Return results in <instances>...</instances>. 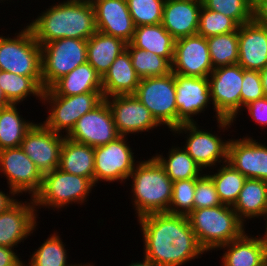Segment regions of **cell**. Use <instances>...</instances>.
Here are the masks:
<instances>
[{"mask_svg": "<svg viewBox=\"0 0 267 266\" xmlns=\"http://www.w3.org/2000/svg\"><path fill=\"white\" fill-rule=\"evenodd\" d=\"M138 222L144 258L156 266H182L205 252L187 216L154 213L140 217Z\"/></svg>", "mask_w": 267, "mask_h": 266, "instance_id": "1", "label": "cell"}, {"mask_svg": "<svg viewBox=\"0 0 267 266\" xmlns=\"http://www.w3.org/2000/svg\"><path fill=\"white\" fill-rule=\"evenodd\" d=\"M27 26L41 46L61 38L88 40L97 32L93 4L74 0L50 6Z\"/></svg>", "mask_w": 267, "mask_h": 266, "instance_id": "2", "label": "cell"}, {"mask_svg": "<svg viewBox=\"0 0 267 266\" xmlns=\"http://www.w3.org/2000/svg\"><path fill=\"white\" fill-rule=\"evenodd\" d=\"M129 178L133 180L132 200L138 219L149 214L168 212L173 181L154 156L138 161Z\"/></svg>", "mask_w": 267, "mask_h": 266, "instance_id": "3", "label": "cell"}, {"mask_svg": "<svg viewBox=\"0 0 267 266\" xmlns=\"http://www.w3.org/2000/svg\"><path fill=\"white\" fill-rule=\"evenodd\" d=\"M191 228L205 252L238 239L245 227L232 206L219 205L193 210L188 216Z\"/></svg>", "mask_w": 267, "mask_h": 266, "instance_id": "4", "label": "cell"}, {"mask_svg": "<svg viewBox=\"0 0 267 266\" xmlns=\"http://www.w3.org/2000/svg\"><path fill=\"white\" fill-rule=\"evenodd\" d=\"M16 37L0 36V69L32 77L42 88V51L28 26Z\"/></svg>", "mask_w": 267, "mask_h": 266, "instance_id": "5", "label": "cell"}, {"mask_svg": "<svg viewBox=\"0 0 267 266\" xmlns=\"http://www.w3.org/2000/svg\"><path fill=\"white\" fill-rule=\"evenodd\" d=\"M208 81L217 127L225 131L241 110L243 68L238 63L214 68Z\"/></svg>", "mask_w": 267, "mask_h": 266, "instance_id": "6", "label": "cell"}, {"mask_svg": "<svg viewBox=\"0 0 267 266\" xmlns=\"http://www.w3.org/2000/svg\"><path fill=\"white\" fill-rule=\"evenodd\" d=\"M96 186L89 178L70 174L59 168L43 175L40 191L33 197L35 206L53 209L78 203L82 205Z\"/></svg>", "mask_w": 267, "mask_h": 266, "instance_id": "7", "label": "cell"}, {"mask_svg": "<svg viewBox=\"0 0 267 266\" xmlns=\"http://www.w3.org/2000/svg\"><path fill=\"white\" fill-rule=\"evenodd\" d=\"M104 100L102 92H87L73 96L57 95L51 88L43 91L42 101L50 104L49 116L43 124L56 133L66 136L74 128L77 120L92 111ZM63 130V131H62Z\"/></svg>", "mask_w": 267, "mask_h": 266, "instance_id": "8", "label": "cell"}, {"mask_svg": "<svg viewBox=\"0 0 267 266\" xmlns=\"http://www.w3.org/2000/svg\"><path fill=\"white\" fill-rule=\"evenodd\" d=\"M43 89L87 62V40L61 38L41 46Z\"/></svg>", "mask_w": 267, "mask_h": 266, "instance_id": "9", "label": "cell"}, {"mask_svg": "<svg viewBox=\"0 0 267 266\" xmlns=\"http://www.w3.org/2000/svg\"><path fill=\"white\" fill-rule=\"evenodd\" d=\"M135 97L151 112L155 120L170 131L177 127V108L174 73L146 77L134 93Z\"/></svg>", "mask_w": 267, "mask_h": 266, "instance_id": "10", "label": "cell"}, {"mask_svg": "<svg viewBox=\"0 0 267 266\" xmlns=\"http://www.w3.org/2000/svg\"><path fill=\"white\" fill-rule=\"evenodd\" d=\"M126 136H120L106 145L94 148V184L100 181L120 183L129 179L135 162ZM136 163V164H135Z\"/></svg>", "mask_w": 267, "mask_h": 266, "instance_id": "11", "label": "cell"}, {"mask_svg": "<svg viewBox=\"0 0 267 266\" xmlns=\"http://www.w3.org/2000/svg\"><path fill=\"white\" fill-rule=\"evenodd\" d=\"M0 173L18 196L28 192L33 198L41 189L43 175L20 146L0 150Z\"/></svg>", "mask_w": 267, "mask_h": 266, "instance_id": "12", "label": "cell"}, {"mask_svg": "<svg viewBox=\"0 0 267 266\" xmlns=\"http://www.w3.org/2000/svg\"><path fill=\"white\" fill-rule=\"evenodd\" d=\"M65 136L47 128L43 123H34L26 132L20 147L44 175L59 167Z\"/></svg>", "mask_w": 267, "mask_h": 266, "instance_id": "13", "label": "cell"}, {"mask_svg": "<svg viewBox=\"0 0 267 266\" xmlns=\"http://www.w3.org/2000/svg\"><path fill=\"white\" fill-rule=\"evenodd\" d=\"M199 128L197 123H183L172 132L189 134L186 136L187 140L183 148L201 169L227 162L229 141L222 140L218 135Z\"/></svg>", "mask_w": 267, "mask_h": 266, "instance_id": "14", "label": "cell"}, {"mask_svg": "<svg viewBox=\"0 0 267 266\" xmlns=\"http://www.w3.org/2000/svg\"><path fill=\"white\" fill-rule=\"evenodd\" d=\"M67 138L92 146H103L120 137L112 111L104 99L92 111L80 117Z\"/></svg>", "mask_w": 267, "mask_h": 266, "instance_id": "15", "label": "cell"}, {"mask_svg": "<svg viewBox=\"0 0 267 266\" xmlns=\"http://www.w3.org/2000/svg\"><path fill=\"white\" fill-rule=\"evenodd\" d=\"M213 69L205 37L195 34L175 40L173 73L182 76L208 77Z\"/></svg>", "mask_w": 267, "mask_h": 266, "instance_id": "16", "label": "cell"}, {"mask_svg": "<svg viewBox=\"0 0 267 266\" xmlns=\"http://www.w3.org/2000/svg\"><path fill=\"white\" fill-rule=\"evenodd\" d=\"M175 101L177 108V127L183 123H196L194 116L199 115L208 104L211 94L208 77L182 76L174 73Z\"/></svg>", "mask_w": 267, "mask_h": 266, "instance_id": "17", "label": "cell"}, {"mask_svg": "<svg viewBox=\"0 0 267 266\" xmlns=\"http://www.w3.org/2000/svg\"><path fill=\"white\" fill-rule=\"evenodd\" d=\"M120 136L146 132L161 126L147 107L134 94L116 95L105 98Z\"/></svg>", "mask_w": 267, "mask_h": 266, "instance_id": "18", "label": "cell"}, {"mask_svg": "<svg viewBox=\"0 0 267 266\" xmlns=\"http://www.w3.org/2000/svg\"><path fill=\"white\" fill-rule=\"evenodd\" d=\"M17 201L0 213V246L13 248L26 239L37 226L34 199Z\"/></svg>", "mask_w": 267, "mask_h": 266, "instance_id": "19", "label": "cell"}, {"mask_svg": "<svg viewBox=\"0 0 267 266\" xmlns=\"http://www.w3.org/2000/svg\"><path fill=\"white\" fill-rule=\"evenodd\" d=\"M228 140L227 162L246 178L267 181V146L248 136Z\"/></svg>", "mask_w": 267, "mask_h": 266, "instance_id": "20", "label": "cell"}, {"mask_svg": "<svg viewBox=\"0 0 267 266\" xmlns=\"http://www.w3.org/2000/svg\"><path fill=\"white\" fill-rule=\"evenodd\" d=\"M97 31L130 43L135 25L126 0H94L92 2Z\"/></svg>", "mask_w": 267, "mask_h": 266, "instance_id": "21", "label": "cell"}, {"mask_svg": "<svg viewBox=\"0 0 267 266\" xmlns=\"http://www.w3.org/2000/svg\"><path fill=\"white\" fill-rule=\"evenodd\" d=\"M238 64L245 70H262L267 65V27L254 20L238 28Z\"/></svg>", "mask_w": 267, "mask_h": 266, "instance_id": "22", "label": "cell"}, {"mask_svg": "<svg viewBox=\"0 0 267 266\" xmlns=\"http://www.w3.org/2000/svg\"><path fill=\"white\" fill-rule=\"evenodd\" d=\"M202 0H165L161 24L175 38L197 34Z\"/></svg>", "mask_w": 267, "mask_h": 266, "instance_id": "23", "label": "cell"}, {"mask_svg": "<svg viewBox=\"0 0 267 266\" xmlns=\"http://www.w3.org/2000/svg\"><path fill=\"white\" fill-rule=\"evenodd\" d=\"M139 83L140 77L134 70L131 56L126 49L118 55L102 77L103 98L134 94Z\"/></svg>", "mask_w": 267, "mask_h": 266, "instance_id": "24", "label": "cell"}, {"mask_svg": "<svg viewBox=\"0 0 267 266\" xmlns=\"http://www.w3.org/2000/svg\"><path fill=\"white\" fill-rule=\"evenodd\" d=\"M254 237L246 232L238 239L222 245L225 253L221 258V266H255L267 256V239L262 235Z\"/></svg>", "mask_w": 267, "mask_h": 266, "instance_id": "25", "label": "cell"}, {"mask_svg": "<svg viewBox=\"0 0 267 266\" xmlns=\"http://www.w3.org/2000/svg\"><path fill=\"white\" fill-rule=\"evenodd\" d=\"M126 47L124 40L97 31L87 40V62L103 77Z\"/></svg>", "mask_w": 267, "mask_h": 266, "instance_id": "26", "label": "cell"}, {"mask_svg": "<svg viewBox=\"0 0 267 266\" xmlns=\"http://www.w3.org/2000/svg\"><path fill=\"white\" fill-rule=\"evenodd\" d=\"M50 88L60 96L102 92V77L86 62L61 77Z\"/></svg>", "mask_w": 267, "mask_h": 266, "instance_id": "27", "label": "cell"}, {"mask_svg": "<svg viewBox=\"0 0 267 266\" xmlns=\"http://www.w3.org/2000/svg\"><path fill=\"white\" fill-rule=\"evenodd\" d=\"M58 168L70 174L89 178L94 183V148L65 136Z\"/></svg>", "mask_w": 267, "mask_h": 266, "instance_id": "28", "label": "cell"}, {"mask_svg": "<svg viewBox=\"0 0 267 266\" xmlns=\"http://www.w3.org/2000/svg\"><path fill=\"white\" fill-rule=\"evenodd\" d=\"M266 207L267 181L247 178L235 204L232 206L239 219L244 223L254 217L262 218Z\"/></svg>", "mask_w": 267, "mask_h": 266, "instance_id": "29", "label": "cell"}, {"mask_svg": "<svg viewBox=\"0 0 267 266\" xmlns=\"http://www.w3.org/2000/svg\"><path fill=\"white\" fill-rule=\"evenodd\" d=\"M175 40L160 23L135 27L134 36L130 43L136 48L151 51L166 58L172 64Z\"/></svg>", "mask_w": 267, "mask_h": 266, "instance_id": "30", "label": "cell"}, {"mask_svg": "<svg viewBox=\"0 0 267 266\" xmlns=\"http://www.w3.org/2000/svg\"><path fill=\"white\" fill-rule=\"evenodd\" d=\"M16 105L18 104L0 108V150L19 147L26 132L35 123L23 119Z\"/></svg>", "mask_w": 267, "mask_h": 266, "instance_id": "31", "label": "cell"}, {"mask_svg": "<svg viewBox=\"0 0 267 266\" xmlns=\"http://www.w3.org/2000/svg\"><path fill=\"white\" fill-rule=\"evenodd\" d=\"M154 157L162 165L167 176L173 182L198 178L203 173L194 159L182 147H172L168 152L167 158L160 154H156Z\"/></svg>", "mask_w": 267, "mask_h": 266, "instance_id": "32", "label": "cell"}, {"mask_svg": "<svg viewBox=\"0 0 267 266\" xmlns=\"http://www.w3.org/2000/svg\"><path fill=\"white\" fill-rule=\"evenodd\" d=\"M0 87L11 104H20L28 95L36 96L42 101L44 89L32 77L1 71Z\"/></svg>", "mask_w": 267, "mask_h": 266, "instance_id": "33", "label": "cell"}, {"mask_svg": "<svg viewBox=\"0 0 267 266\" xmlns=\"http://www.w3.org/2000/svg\"><path fill=\"white\" fill-rule=\"evenodd\" d=\"M126 49L131 56V62L137 75L142 78L164 76L172 72V64L151 51L136 48L127 43Z\"/></svg>", "mask_w": 267, "mask_h": 266, "instance_id": "34", "label": "cell"}, {"mask_svg": "<svg viewBox=\"0 0 267 266\" xmlns=\"http://www.w3.org/2000/svg\"><path fill=\"white\" fill-rule=\"evenodd\" d=\"M215 183L222 204L233 206L247 179L230 163L225 162L215 174H209Z\"/></svg>", "mask_w": 267, "mask_h": 266, "instance_id": "35", "label": "cell"}, {"mask_svg": "<svg viewBox=\"0 0 267 266\" xmlns=\"http://www.w3.org/2000/svg\"><path fill=\"white\" fill-rule=\"evenodd\" d=\"M206 39L213 68L238 63V30Z\"/></svg>", "mask_w": 267, "mask_h": 266, "instance_id": "36", "label": "cell"}, {"mask_svg": "<svg viewBox=\"0 0 267 266\" xmlns=\"http://www.w3.org/2000/svg\"><path fill=\"white\" fill-rule=\"evenodd\" d=\"M57 233L52 234L34 251L31 259L24 266H78L67 264V250Z\"/></svg>", "mask_w": 267, "mask_h": 266, "instance_id": "37", "label": "cell"}, {"mask_svg": "<svg viewBox=\"0 0 267 266\" xmlns=\"http://www.w3.org/2000/svg\"><path fill=\"white\" fill-rule=\"evenodd\" d=\"M238 28L239 25L232 18L220 12L208 10L202 5L197 34L209 38L237 31Z\"/></svg>", "mask_w": 267, "mask_h": 266, "instance_id": "38", "label": "cell"}, {"mask_svg": "<svg viewBox=\"0 0 267 266\" xmlns=\"http://www.w3.org/2000/svg\"><path fill=\"white\" fill-rule=\"evenodd\" d=\"M203 6L232 18L239 26L253 20L251 0H202Z\"/></svg>", "mask_w": 267, "mask_h": 266, "instance_id": "39", "label": "cell"}, {"mask_svg": "<svg viewBox=\"0 0 267 266\" xmlns=\"http://www.w3.org/2000/svg\"><path fill=\"white\" fill-rule=\"evenodd\" d=\"M135 27L162 21L165 0H126Z\"/></svg>", "mask_w": 267, "mask_h": 266, "instance_id": "40", "label": "cell"}, {"mask_svg": "<svg viewBox=\"0 0 267 266\" xmlns=\"http://www.w3.org/2000/svg\"><path fill=\"white\" fill-rule=\"evenodd\" d=\"M195 187L196 178L174 181L167 213L188 216L194 210Z\"/></svg>", "mask_w": 267, "mask_h": 266, "instance_id": "41", "label": "cell"}, {"mask_svg": "<svg viewBox=\"0 0 267 266\" xmlns=\"http://www.w3.org/2000/svg\"><path fill=\"white\" fill-rule=\"evenodd\" d=\"M222 205L216 190L215 183L208 174L200 175L196 178L194 195V210L201 208H211Z\"/></svg>", "mask_w": 267, "mask_h": 266, "instance_id": "42", "label": "cell"}, {"mask_svg": "<svg viewBox=\"0 0 267 266\" xmlns=\"http://www.w3.org/2000/svg\"><path fill=\"white\" fill-rule=\"evenodd\" d=\"M241 109L257 99L263 98L264 92L258 70L243 69L241 88Z\"/></svg>", "mask_w": 267, "mask_h": 266, "instance_id": "43", "label": "cell"}, {"mask_svg": "<svg viewBox=\"0 0 267 266\" xmlns=\"http://www.w3.org/2000/svg\"><path fill=\"white\" fill-rule=\"evenodd\" d=\"M245 109L249 112L251 118L259 125H267V97L257 99L245 106Z\"/></svg>", "mask_w": 267, "mask_h": 266, "instance_id": "44", "label": "cell"}, {"mask_svg": "<svg viewBox=\"0 0 267 266\" xmlns=\"http://www.w3.org/2000/svg\"><path fill=\"white\" fill-rule=\"evenodd\" d=\"M10 247L0 246V266H24L23 261Z\"/></svg>", "mask_w": 267, "mask_h": 266, "instance_id": "45", "label": "cell"}, {"mask_svg": "<svg viewBox=\"0 0 267 266\" xmlns=\"http://www.w3.org/2000/svg\"><path fill=\"white\" fill-rule=\"evenodd\" d=\"M253 20L267 27V0H256L254 2Z\"/></svg>", "mask_w": 267, "mask_h": 266, "instance_id": "46", "label": "cell"}, {"mask_svg": "<svg viewBox=\"0 0 267 266\" xmlns=\"http://www.w3.org/2000/svg\"><path fill=\"white\" fill-rule=\"evenodd\" d=\"M15 195L16 193L12 189H9V195H6L3 191H0V213L6 211L17 201L16 199H14Z\"/></svg>", "mask_w": 267, "mask_h": 266, "instance_id": "47", "label": "cell"}, {"mask_svg": "<svg viewBox=\"0 0 267 266\" xmlns=\"http://www.w3.org/2000/svg\"><path fill=\"white\" fill-rule=\"evenodd\" d=\"M264 95L267 97V65L259 71Z\"/></svg>", "mask_w": 267, "mask_h": 266, "instance_id": "48", "label": "cell"}, {"mask_svg": "<svg viewBox=\"0 0 267 266\" xmlns=\"http://www.w3.org/2000/svg\"><path fill=\"white\" fill-rule=\"evenodd\" d=\"M0 74H1V69H0ZM11 103L7 100V98L5 97L2 88L0 87V108L1 107H6L8 105H10Z\"/></svg>", "mask_w": 267, "mask_h": 266, "instance_id": "49", "label": "cell"}, {"mask_svg": "<svg viewBox=\"0 0 267 266\" xmlns=\"http://www.w3.org/2000/svg\"><path fill=\"white\" fill-rule=\"evenodd\" d=\"M128 266H156V265H154L149 260H147V259L144 258L143 261L134 262V263H131Z\"/></svg>", "mask_w": 267, "mask_h": 266, "instance_id": "50", "label": "cell"}, {"mask_svg": "<svg viewBox=\"0 0 267 266\" xmlns=\"http://www.w3.org/2000/svg\"><path fill=\"white\" fill-rule=\"evenodd\" d=\"M265 218H266V219H265ZM263 219L266 220V222H265V223H266V226H265V227H266V228H265L266 231H265V233H264L263 236L267 239V207H266V211H265V213H264Z\"/></svg>", "mask_w": 267, "mask_h": 266, "instance_id": "51", "label": "cell"}, {"mask_svg": "<svg viewBox=\"0 0 267 266\" xmlns=\"http://www.w3.org/2000/svg\"><path fill=\"white\" fill-rule=\"evenodd\" d=\"M255 266H267V256L258 265Z\"/></svg>", "mask_w": 267, "mask_h": 266, "instance_id": "52", "label": "cell"}, {"mask_svg": "<svg viewBox=\"0 0 267 266\" xmlns=\"http://www.w3.org/2000/svg\"><path fill=\"white\" fill-rule=\"evenodd\" d=\"M74 1H82V2H93L94 0H74Z\"/></svg>", "mask_w": 267, "mask_h": 266, "instance_id": "53", "label": "cell"}, {"mask_svg": "<svg viewBox=\"0 0 267 266\" xmlns=\"http://www.w3.org/2000/svg\"><path fill=\"white\" fill-rule=\"evenodd\" d=\"M78 266H94V265H91V264H89V263H87V264L85 263V264H83V265H82V264H78Z\"/></svg>", "mask_w": 267, "mask_h": 266, "instance_id": "54", "label": "cell"}]
</instances>
